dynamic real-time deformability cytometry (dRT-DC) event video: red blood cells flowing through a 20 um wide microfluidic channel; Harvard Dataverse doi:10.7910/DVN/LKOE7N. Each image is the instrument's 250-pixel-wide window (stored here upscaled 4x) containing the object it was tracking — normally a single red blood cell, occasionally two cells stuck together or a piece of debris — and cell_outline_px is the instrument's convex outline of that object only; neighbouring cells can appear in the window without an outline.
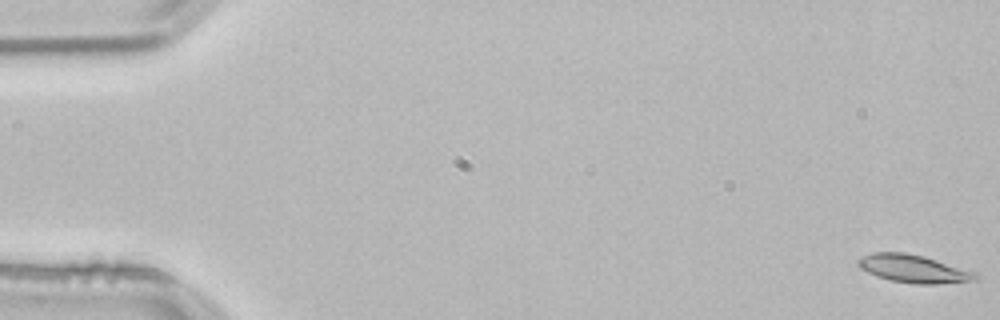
{"species": "common noctule bat (a hibernating species)", "species_latin": "Nyctalus noctula", "temperature_condition": "room temperature", "stored_images_in_passage": 13, "camera_frame_rate_fps": 3000, "um_per_image_px": 0.085, "animal": {"sex": "male", "body_mass_g": 21.5, "forearm_length_mm": 52.0}, "frame": {"image": 1, "passage_image": 1, "time_ms": 0.0, "image_size_px": [1000, 320], "cell_outline_px": [[976, 276], [972, 280], [936, 284], [916, 284], [892, 280], [876, 276], [860, 268], [856, 264], [856, 260], [872, 252], [904, 252], [924, 256], [976, 272]], "centroid_in_image_um": [77.58, 22.83], "position_along_channel_um": 7.4, "area_um2": 18.84}}